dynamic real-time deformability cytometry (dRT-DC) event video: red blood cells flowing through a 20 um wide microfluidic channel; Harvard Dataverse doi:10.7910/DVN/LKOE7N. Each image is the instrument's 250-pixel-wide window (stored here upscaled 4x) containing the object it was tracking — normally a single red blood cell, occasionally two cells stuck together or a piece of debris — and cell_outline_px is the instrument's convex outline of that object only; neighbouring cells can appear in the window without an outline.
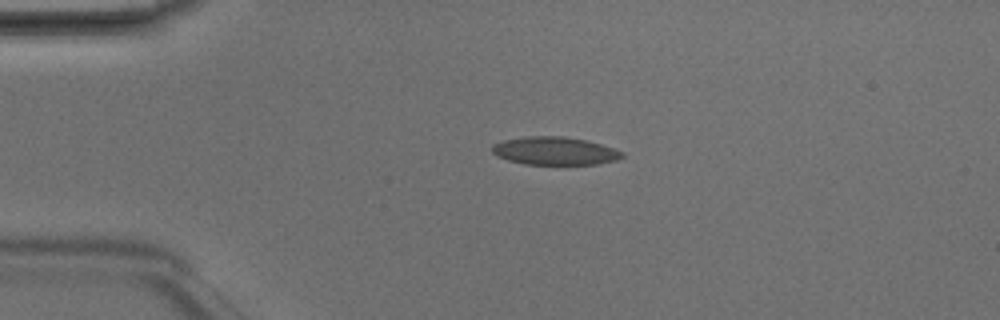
{"species": "Egyptian fruit bat (a non-hibernating species)", "species_latin": "Rousettus aegyptiacus", "temperature_condition": "room temperature", "stored_images_in_passage": 7, "camera_frame_rate_fps": 3000, "um_per_image_px": 0.085, "animal": {"sex": "male"}, "frame": {"image": 1, "passage_image": 2, "time_ms": 0.333, "image_size_px": [1000, 320], "cell_outline_px": [[624, 156], [616, 160], [596, 164], [524, 164], [508, 160], [496, 156], [492, 152], [492, 144], [504, 140], [524, 136], [564, 136], [584, 140], [600, 144], [624, 152]], "centroid_in_image_um": [47.12, 12.82], "position_along_channel_um": 37.9, "area_um2": 21.15}}
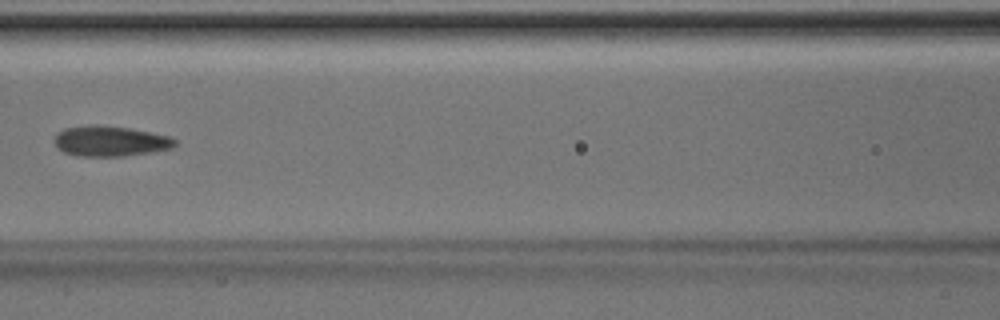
{"frame": {"image": 2, "passage_image": 5, "time_ms": 1.333, "image_size_px": [1000, 320], "cell_outline_px": [[176, 144], [172, 148], [152, 152], [124, 156], [76, 156], [64, 152], [56, 144], [56, 132], [64, 128], [88, 124], [100, 124], [128, 128], [172, 136], [176, 140]], "centroid_in_image_um": [9.39, 11.98], "position_along_channel_um": 157.2, "area_um2": 21.5}}